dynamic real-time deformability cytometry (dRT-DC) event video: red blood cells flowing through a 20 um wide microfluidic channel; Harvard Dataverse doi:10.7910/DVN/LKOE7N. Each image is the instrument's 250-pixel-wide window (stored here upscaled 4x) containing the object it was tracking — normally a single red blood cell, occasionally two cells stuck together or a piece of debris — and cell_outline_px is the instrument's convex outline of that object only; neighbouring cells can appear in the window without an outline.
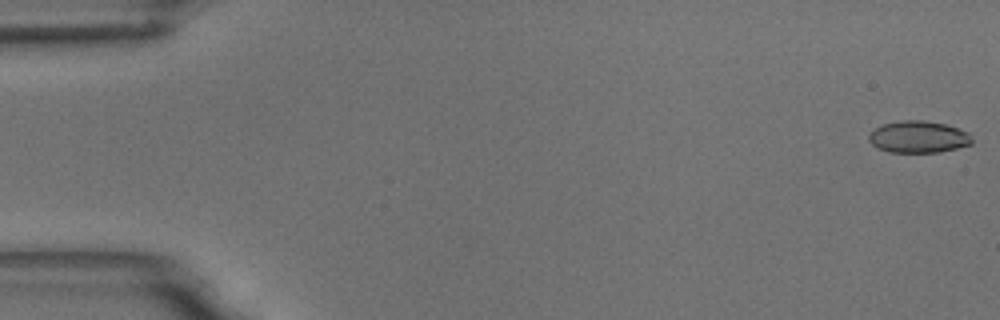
{"species": "common noctule bat (a hibernating species)", "species_latin": "Nyctalus noctula", "temperature_condition": "room temperature", "stored_images_in_passage": 55, "camera_frame_rate_fps": 3000, "um_per_image_px": 0.085, "animal": {"sex": "male", "body_mass_g": 18.8}, "frame": {"image": 1, "passage_image": 1, "time_ms": 0.0, "image_size_px": [1000, 320], "cell_outline_px": [[972, 144], [940, 152], [888, 152], [872, 144], [868, 140], [868, 136], [876, 128], [884, 124], [900, 120], [924, 120], [944, 124], [968, 132], [972, 140]], "centroid_in_image_um": [78.06, 11.64], "position_along_channel_um": 6.9, "area_um2": 18.96}}
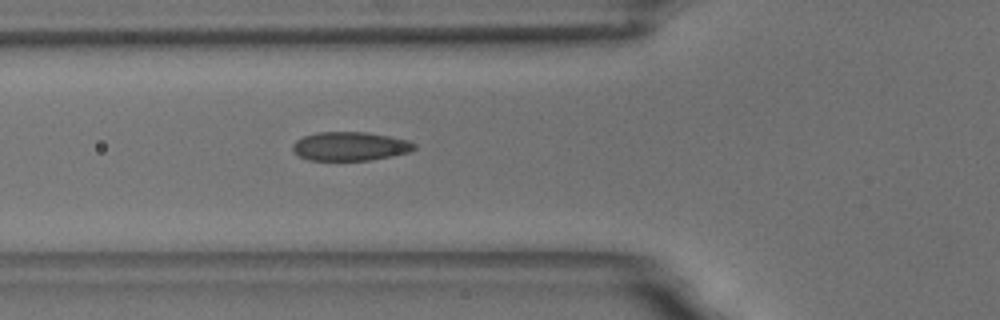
{"frame": {"image": 2, "passage_image": 20, "time_ms": 6.333, "image_size_px": [1000, 320], "cell_outline_px": [[416, 148], [408, 152], [392, 156], [372, 160], [308, 160], [300, 156], [292, 148], [292, 144], [296, 140], [304, 136], [316, 132], [368, 132], [408, 140], [416, 144]], "centroid_in_image_um": [29.76, 12.43], "position_along_channel_um": 96.0, "area_um2": 20.4}}
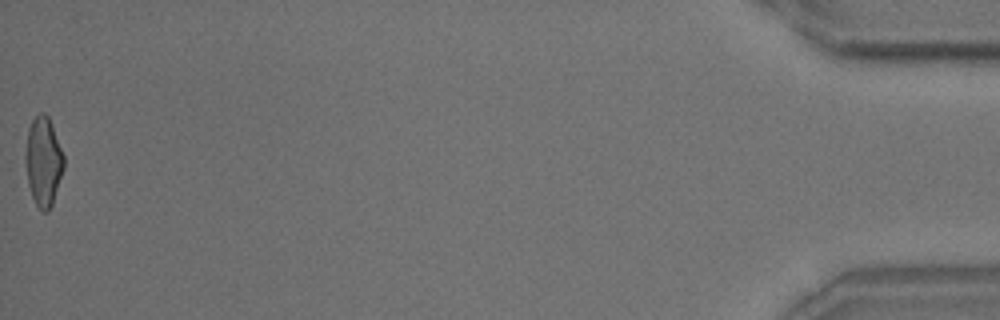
{"frame": {"image": 3, "passage_image": 55, "time_ms": 18.0, "image_size_px": [1000, 320], "cell_outline_px": [[64, 168], [52, 204], [48, 212], [44, 212], [36, 204], [32, 196], [28, 184], [24, 160], [24, 156], [28, 128], [32, 120], [40, 112], [44, 112], [48, 116], [52, 124], [64, 156]], "centroid_in_image_um": [3.67, 13.7], "position_along_channel_um": 431.5, "area_um2": 20.0}, "authors_computed_cell_mechanics": {"area_um2": 20.0566, "velocity_mm_per_s": 3.7125, "shape_relaxation_time_tau1_ms": 5.3259, "shape_relaxation_time_tau2_ms": 0.9774, "deformation_change_tau1": 0.141, "deformation_change_tau2": 0.0534}}